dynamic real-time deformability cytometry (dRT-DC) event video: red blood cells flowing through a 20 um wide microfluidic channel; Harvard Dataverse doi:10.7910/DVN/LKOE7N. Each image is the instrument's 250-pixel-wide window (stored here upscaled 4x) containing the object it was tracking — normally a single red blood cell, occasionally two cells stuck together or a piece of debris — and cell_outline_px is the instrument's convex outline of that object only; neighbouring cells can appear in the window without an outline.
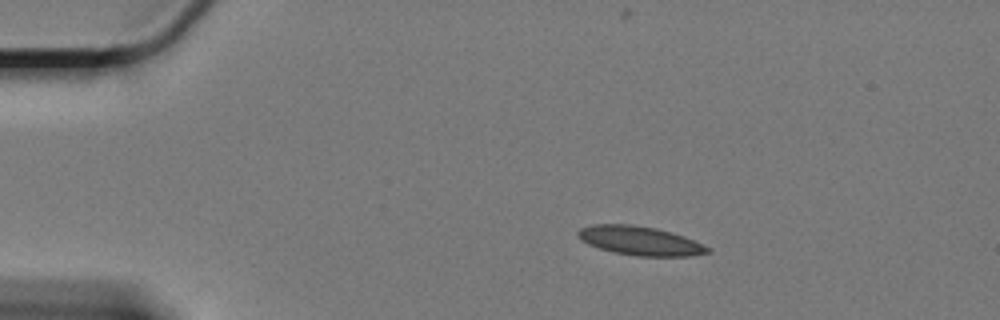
{"species": "Egyptian fruit bat (a non-hibernating species)", "species_latin": "Rousettus aegyptiacus", "temperature_condition": "cold", "stored_images_in_passage": 51, "camera_frame_rate_fps": 3000, "um_per_image_px": 0.085, "animal": {"sex": "female"}, "frame": {"image": 1, "passage_image": 1, "time_ms": 0.0, "image_size_px": [1000, 320], "cell_outline_px": [[712, 252], [692, 256], [636, 256], [616, 252], [600, 248], [588, 244], [576, 236], [576, 232], [580, 228], [592, 224], [628, 224], [656, 228], [684, 236], [712, 248]], "centroid_in_image_um": [54.42, 20.46], "position_along_channel_um": 30.6, "area_um2": 21.91}}
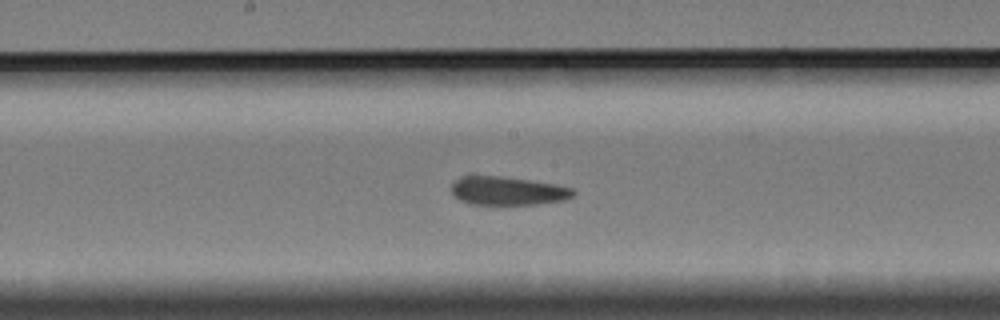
{"frame": {"image": 2, "passage_image": 22, "time_ms": 7.0, "image_size_px": [1000, 320], "cell_outline_px": [[576, 192], [572, 196], [564, 200], [536, 204], [468, 204], [460, 200], [452, 192], [452, 184], [460, 176], [468, 172], [476, 172], [504, 176], [556, 184], [572, 188]], "centroid_in_image_um": [43.07, 16.17], "position_along_channel_um": 205.1, "area_um2": 20.92}}
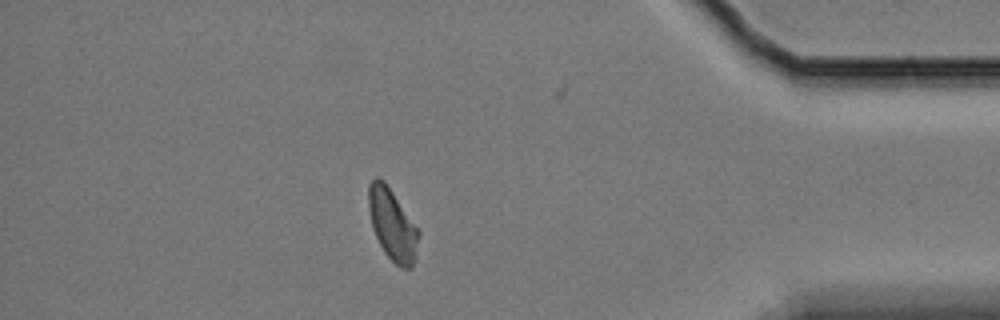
{"frame": {"image": 3, "passage_image": 43, "time_ms": 14.0, "image_size_px": [1000, 320], "cell_outline_px": [[420, 236], [412, 268], [400, 268], [384, 252], [372, 228], [368, 208], [368, 184], [376, 176], [380, 176], [384, 180], [420, 232]], "centroid_in_image_um": [33.33, 19.07], "position_along_channel_um": 401.9, "area_um2": 20.75}, "authors_computed_cell_mechanics": {"area_um2": 21.2126, "velocity_mm_per_s": 3.3006, "shape_relaxation_time_tau1_ms": 7.0912, "shape_relaxation_time_tau2_ms": 1.7398, "deformation_change_tau1": 0.102, "deformation_change_tau2": 0.0834}}